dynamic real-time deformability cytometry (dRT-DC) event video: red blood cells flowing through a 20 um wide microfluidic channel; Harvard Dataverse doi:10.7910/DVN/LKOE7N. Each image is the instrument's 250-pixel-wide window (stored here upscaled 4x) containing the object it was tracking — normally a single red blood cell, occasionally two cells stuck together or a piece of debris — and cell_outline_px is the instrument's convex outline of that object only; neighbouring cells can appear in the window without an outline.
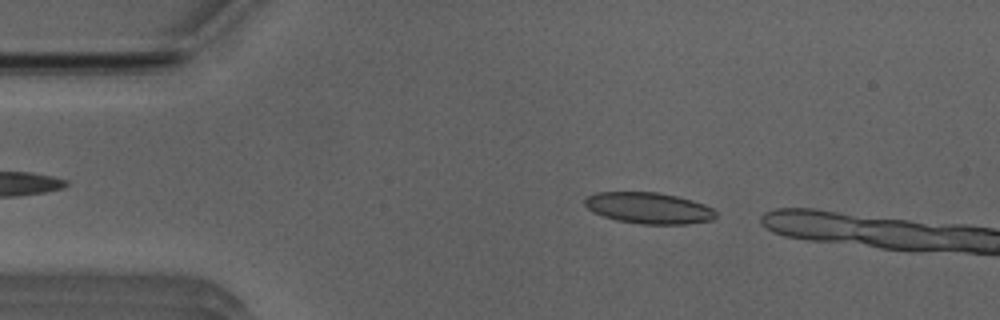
{"species": "Egyptian fruit bat (a non-hibernating species)", "species_latin": "Rousettus aegyptiacus", "temperature_condition": "room temperature", "stored_images_in_passage": 6, "camera_frame_rate_fps": 3000, "um_per_image_px": 0.085, "animal": {"sex": "male"}, "frame": {"image": 1, "passage_image": 3, "time_ms": 0.667, "image_size_px": [1000, 320], "cell_outline_px": [[716, 216], [712, 220], [684, 224], [640, 224], [616, 220], [592, 212], [584, 204], [584, 200], [588, 196], [596, 192], [656, 192], [676, 196], [692, 200], [704, 204], [712, 208], [716, 212]], "centroid_in_image_um": [55.13, 17.68], "position_along_channel_um": 29.9, "area_um2": 23.81}}